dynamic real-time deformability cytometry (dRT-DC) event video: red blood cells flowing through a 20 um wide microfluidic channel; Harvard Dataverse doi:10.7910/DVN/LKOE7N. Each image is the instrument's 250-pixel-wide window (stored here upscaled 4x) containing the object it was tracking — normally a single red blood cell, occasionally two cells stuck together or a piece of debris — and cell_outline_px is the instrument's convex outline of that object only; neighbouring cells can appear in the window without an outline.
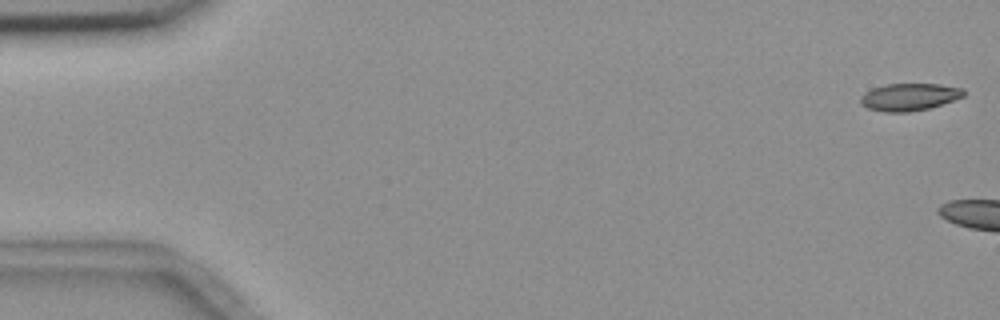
{"species": "common noctule bat (a hibernating species)", "species_latin": "Nyctalus noctula", "temperature_condition": "room temperature", "stored_images_in_passage": 9, "camera_frame_rate_fps": 3000, "um_per_image_px": 0.085, "animal": {"sex": "female", "body_mass_g": 18.4}, "frame": {"image": 1, "passage_image": 1, "time_ms": 0.0, "image_size_px": [1000, 320], "cell_outline_px": [[964, 96], [928, 108], [908, 112], [884, 112], [868, 108], [860, 104], [860, 96], [864, 92], [872, 88], [888, 84], [940, 84], [964, 88]], "centroid_in_image_um": [77.25, 8.23], "position_along_channel_um": 7.8, "area_um2": 16.36}}
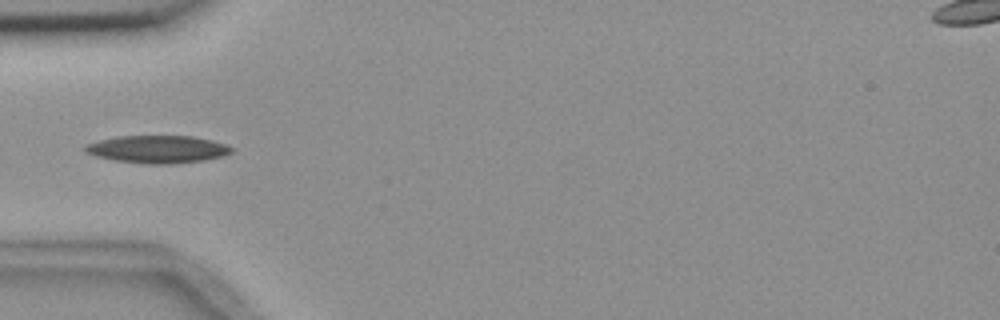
{"frame": {"image": 2, "passage_image": 7, "time_ms": 7.0, "image_size_px": [1000, 320], "cell_outline_px": [[236, 148], [232, 152], [224, 156], [204, 160], [172, 164], [144, 164], [112, 160], [96, 156], [84, 152], [84, 144], [116, 136], [192, 136], [212, 140]], "centroid_in_image_um": [13.39, 12.69], "position_along_channel_um": 71.6, "area_um2": 23.81}}
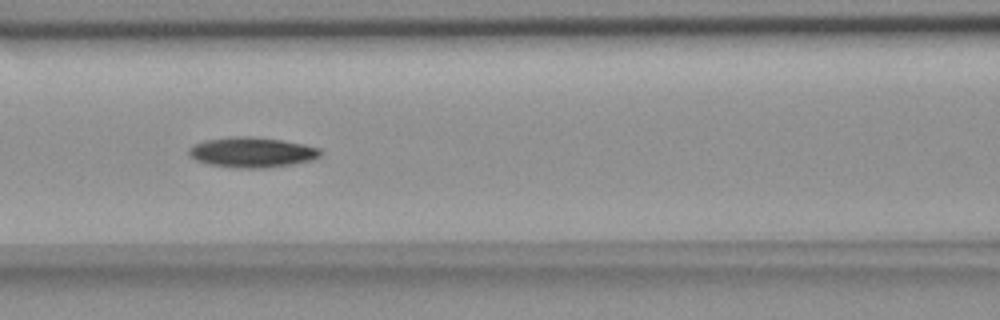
{"frame": {"image": 3, "passage_image": 9, "time_ms": 9.0, "image_size_px": [1000, 320], "cell_outline_px": [[320, 156], [312, 160], [292, 164], [264, 168], [248, 168], [208, 164], [196, 160], [188, 152], [188, 148], [204, 140], [228, 136], [252, 136], [280, 140], [304, 144], [320, 148]], "centroid_in_image_um": [21.42, 12.93], "position_along_channel_um": 145.2, "area_um2": 23.0}}